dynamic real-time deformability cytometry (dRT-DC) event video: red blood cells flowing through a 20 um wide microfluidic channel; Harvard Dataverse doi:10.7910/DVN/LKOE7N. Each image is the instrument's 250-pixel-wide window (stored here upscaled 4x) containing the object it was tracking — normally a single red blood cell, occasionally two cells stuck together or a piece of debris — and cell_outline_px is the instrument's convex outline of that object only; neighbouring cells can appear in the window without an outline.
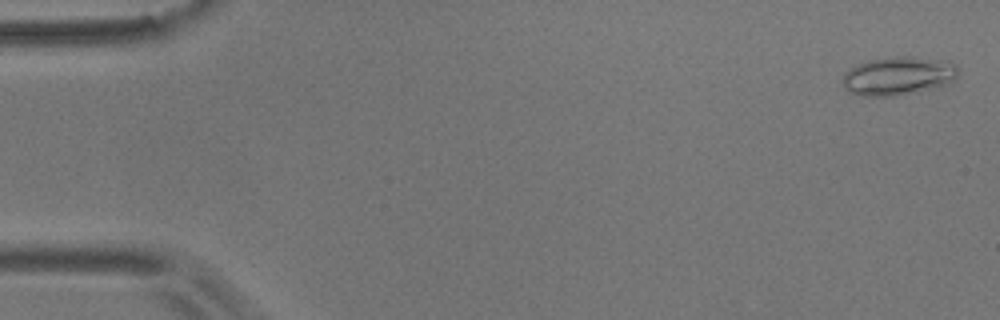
{"species": "common noctule bat (a hibernating species)", "species_latin": "Nyctalus noctula", "temperature_condition": "room temperature", "stored_images_in_passage": 9, "camera_frame_rate_fps": 3000, "um_per_image_px": 0.085, "animal": {"sex": "male", "body_mass_g": 17.9}, "frame": {"image": 1, "passage_image": 2, "time_ms": 0.333, "image_size_px": [1000, 320], "cell_outline_px": [[960, 68], [956, 76], [952, 80], [944, 84], [928, 88], [892, 96], [864, 96], [848, 92], [844, 88], [840, 80], [844, 72], [856, 64], [868, 60], [900, 56], [908, 56], [948, 60], [956, 64]], "centroid_in_image_um": [76.29, 6.43], "position_along_channel_um": 8.7, "area_um2": 25.89}}